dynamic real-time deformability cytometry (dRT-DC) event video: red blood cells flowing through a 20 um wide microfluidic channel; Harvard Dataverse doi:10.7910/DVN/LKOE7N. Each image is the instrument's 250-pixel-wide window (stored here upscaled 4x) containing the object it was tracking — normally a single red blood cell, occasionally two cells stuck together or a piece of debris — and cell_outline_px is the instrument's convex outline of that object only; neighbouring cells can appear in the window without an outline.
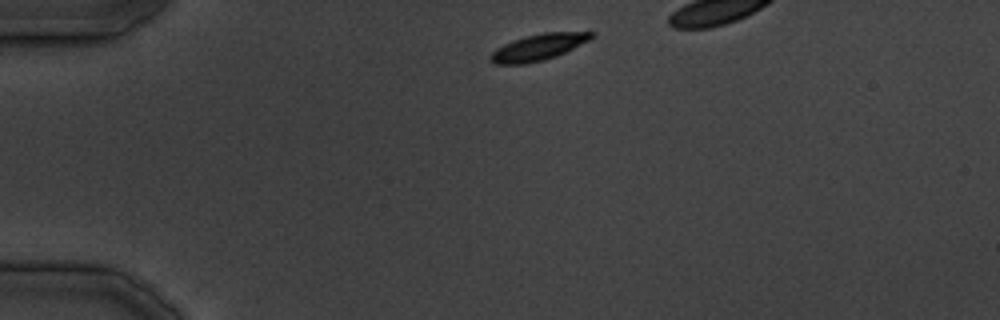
{"species": "common noctule bat (a hibernating species)", "species_latin": "Nyctalus noctula", "temperature_condition": "cold", "stored_images_in_passage": 19, "camera_frame_rate_fps": 3000, "um_per_image_px": 0.085, "animal": {"sex": "male", "body_mass_g": 19.5, "forearm_length_mm": 54.6}, "frame": {"image": 1, "passage_image": 1, "time_ms": 0.0, "image_size_px": [1000, 320], "cell_outline_px": [[596, 36], [556, 56], [544, 60], [524, 64], [492, 64], [488, 60], [488, 56], [496, 48], [504, 44], [524, 36], [544, 32], [596, 32]], "centroid_in_image_um": [45.71, 4.02], "position_along_channel_um": 39.3, "area_um2": 15.49}}
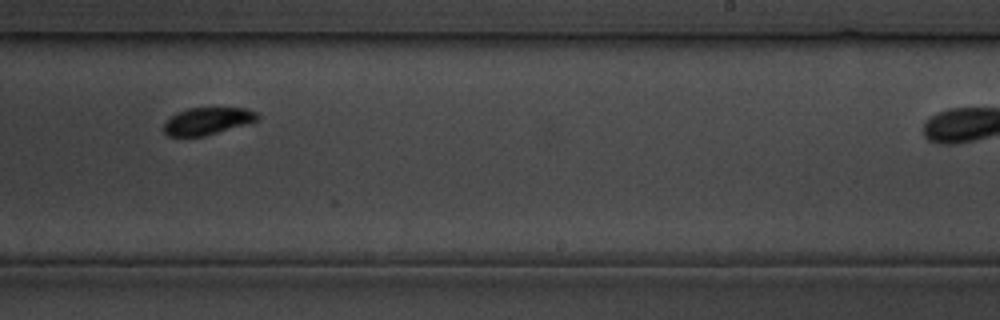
{"frame": {"image": 2, "passage_image": 16, "time_ms": 19.0, "image_size_px": [1000, 320], "cell_outline_px": [[260, 116], [256, 120], [248, 124], [204, 136], [168, 136], [164, 132], [164, 124], [168, 116], [176, 112], [188, 108], [244, 108], [256, 112]], "centroid_in_image_um": [17.6, 10.28], "position_along_channel_um": 271.4, "area_um2": 14.91}}